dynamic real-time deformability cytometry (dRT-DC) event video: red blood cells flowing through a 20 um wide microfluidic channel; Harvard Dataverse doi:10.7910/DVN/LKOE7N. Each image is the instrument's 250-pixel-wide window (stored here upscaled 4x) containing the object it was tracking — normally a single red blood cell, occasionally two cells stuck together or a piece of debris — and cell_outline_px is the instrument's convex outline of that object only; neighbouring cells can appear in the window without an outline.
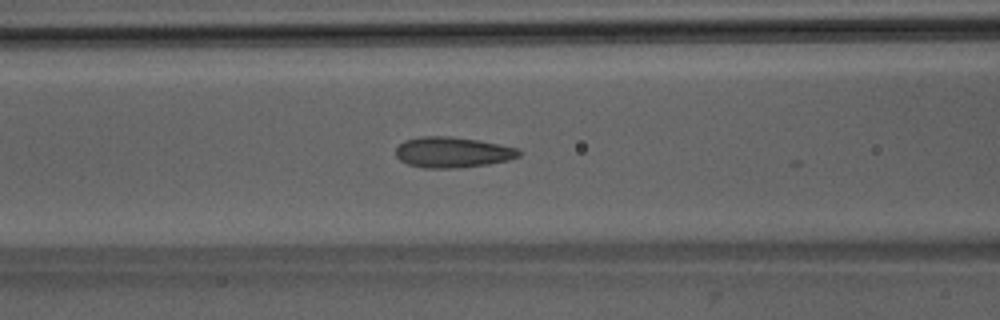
{"species": "Egyptian fruit bat (a non-hibernating species)", "species_latin": "Rousettus aegyptiacus", "temperature_condition": "room temperature", "stored_images_in_passage": 27, "camera_frame_rate_fps": 3000, "um_per_image_px": 0.085, "animal": {"sex": "male"}, "frame": {"image": 1, "passage_image": 22, "time_ms": 7.0, "image_size_px": [1000, 320], "cell_outline_px": [[520, 156], [508, 160], [488, 164], [456, 168], [424, 168], [408, 164], [400, 160], [396, 156], [396, 148], [404, 140], [420, 136], [448, 136], [476, 140], [520, 148]], "centroid_in_image_um": [38.45, 12.94], "position_along_channel_um": 128.1, "area_um2": 21.96}}